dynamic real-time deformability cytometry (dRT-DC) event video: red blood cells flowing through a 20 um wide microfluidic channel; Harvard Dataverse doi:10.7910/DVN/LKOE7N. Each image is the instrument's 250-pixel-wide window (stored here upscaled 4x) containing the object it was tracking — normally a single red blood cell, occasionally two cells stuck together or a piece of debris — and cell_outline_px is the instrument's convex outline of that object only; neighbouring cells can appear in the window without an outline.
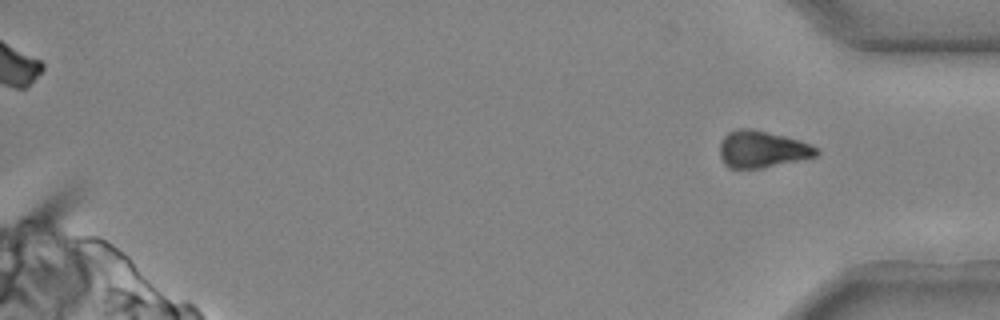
{"species": "common noctule bat (a hibernating species)", "species_latin": "Nyctalus noctula", "temperature_condition": "cold", "stored_images_in_passage": 26, "segment_of_instrument_passage": [2, 2], "camera_frame_rate_fps": 3000, "um_per_image_px": 0.085, "animal": {"sex": "male", "body_mass_g": 20.4}, "frame": {"image": 1, "passage_image": 26, "time_ms": 8.333, "image_size_px": [1000, 320], "cell_outline_px": [[820, 152], [816, 156], [764, 168], [728, 168], [724, 164], [720, 156], [720, 140], [728, 132], [740, 128], [744, 128], [784, 136], [800, 140], [820, 148]], "centroid_in_image_um": [64.78, 12.7], "position_along_channel_um": 370.4, "area_um2": 20.69}}